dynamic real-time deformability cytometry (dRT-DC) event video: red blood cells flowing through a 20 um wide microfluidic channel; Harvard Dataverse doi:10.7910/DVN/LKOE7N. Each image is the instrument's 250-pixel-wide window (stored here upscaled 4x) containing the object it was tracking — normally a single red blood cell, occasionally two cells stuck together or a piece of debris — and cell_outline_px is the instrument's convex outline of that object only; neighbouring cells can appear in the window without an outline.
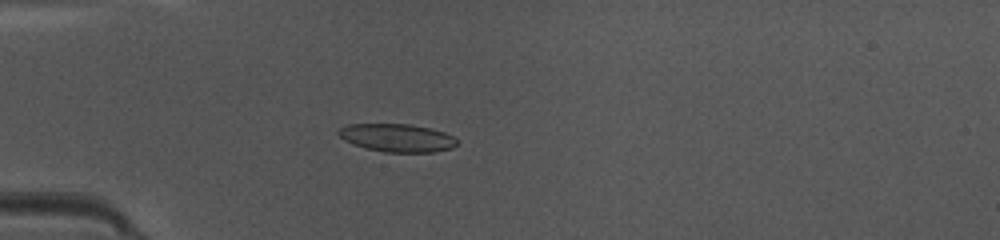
{"species": "common noctule bat (a hibernating species)", "species_latin": "Nyctalus noctula", "temperature_condition": "warm", "stored_images_in_passage": 37, "camera_frame_rate_fps": 3000, "um_per_image_px": 0.085, "animal": {"sex": "female", "body_mass_g": 10.0, "forearm_length_mm": 53.1}, "frame": {"image": 1, "passage_image": 3, "time_ms": 0.667, "image_size_px": [1000, 240], "cell_outline_px": [[456, 144], [452, 148], [432, 152], [384, 152], [364, 148], [352, 144], [344, 140], [336, 132], [340, 128], [348, 124], [408, 124], [432, 128], [444, 132], [452, 136], [456, 140]], "centroid_in_image_um": [33.72, 11.71], "position_along_channel_um": 51.3, "area_um2": 19.36}}
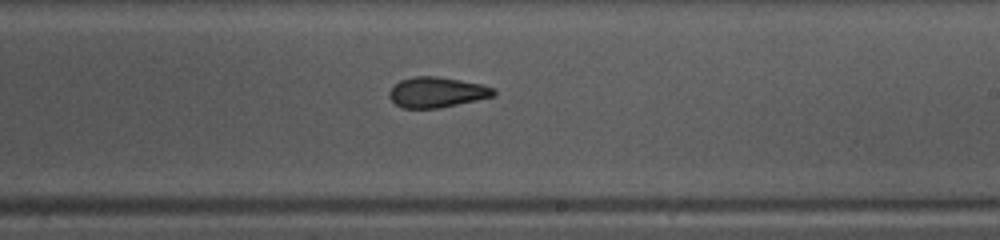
{"frame": {"image": 2, "passage_image": 18, "time_ms": 5.667, "image_size_px": [1000, 240], "cell_outline_px": [[496, 92], [492, 96], [476, 100], [440, 108], [404, 108], [396, 104], [388, 96], [388, 92], [400, 80], [416, 76], [436, 76], [460, 80], [480, 84], [496, 88]], "centroid_in_image_um": [37.12, 7.84], "position_along_channel_um": 251.9, "area_um2": 18.32}}
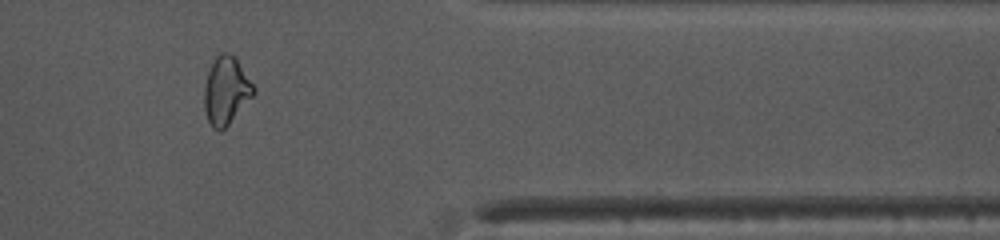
{"frame": {"image": 3, "passage_image": 29, "time_ms": 9.333, "image_size_px": [1000, 240], "cell_outline_px": [[256, 92], [228, 124], [220, 132], [212, 128], [208, 120], [204, 108], [204, 88], [208, 72], [212, 60], [220, 52], [228, 52], [236, 56], [256, 88]], "centroid_in_image_um": [19.22, 7.66], "position_along_channel_um": 392.2, "area_um2": 19.65}, "authors_computed_cell_mechanics": {"area_um2": 19.2474, "velocity_mm_per_s": 4.2224, "shape_relaxation_time_tau1_ms": 4.1713, "shape_relaxation_time_tau2_ms": 2.4568, "deformation_change_tau1": 0.1546, "deformation_change_tau2": 0.0882}}